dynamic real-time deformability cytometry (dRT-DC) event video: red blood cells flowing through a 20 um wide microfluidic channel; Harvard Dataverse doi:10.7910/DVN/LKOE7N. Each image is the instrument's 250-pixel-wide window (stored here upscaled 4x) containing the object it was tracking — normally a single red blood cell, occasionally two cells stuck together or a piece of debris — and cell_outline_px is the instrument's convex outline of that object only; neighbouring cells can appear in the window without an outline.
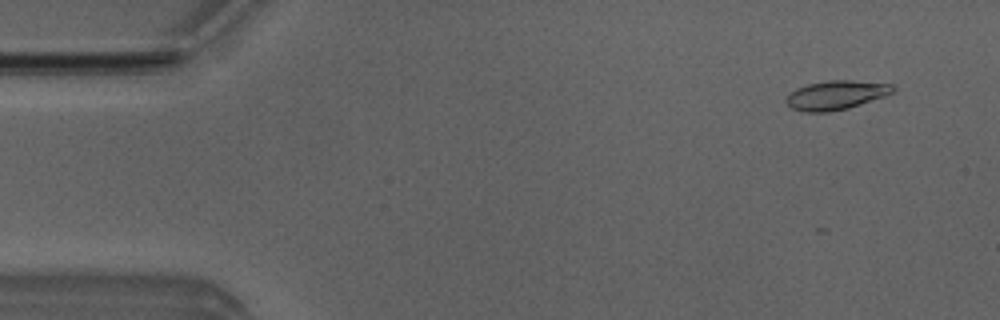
{"species": "Egyptian fruit bat (a non-hibernating species)", "species_latin": "Rousettus aegyptiacus", "temperature_condition": "room temperature", "stored_images_in_passage": 51, "camera_frame_rate_fps": 3000, "um_per_image_px": 0.085, "animal": {"sex": "male"}, "frame": {"image": 1, "passage_image": 4, "time_ms": 1.0, "image_size_px": [1000, 320], "cell_outline_px": [[896, 88], [892, 92], [884, 96], [848, 108], [828, 112], [804, 112], [792, 108], [784, 100], [796, 88], [808, 84], [828, 80], [852, 80], [892, 84]], "centroid_in_image_um": [71.06, 8.08], "position_along_channel_um": 13.9, "area_um2": 17.92}}
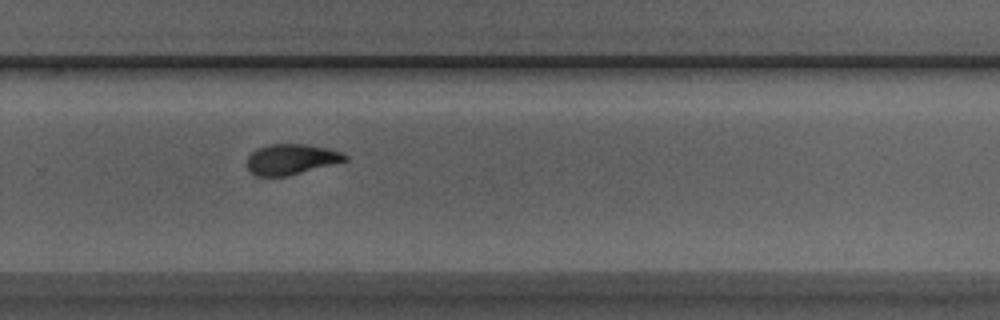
{"frame": {"image": 2, "passage_image": 34, "time_ms": 11.0, "image_size_px": [1000, 320], "cell_outline_px": [[348, 160], [288, 176], [256, 176], [248, 168], [248, 156], [252, 152], [268, 144], [308, 144], [328, 148], [340, 152], [348, 156]], "centroid_in_image_um": [24.77, 13.53], "position_along_channel_um": 305.0, "area_um2": 17.28}}
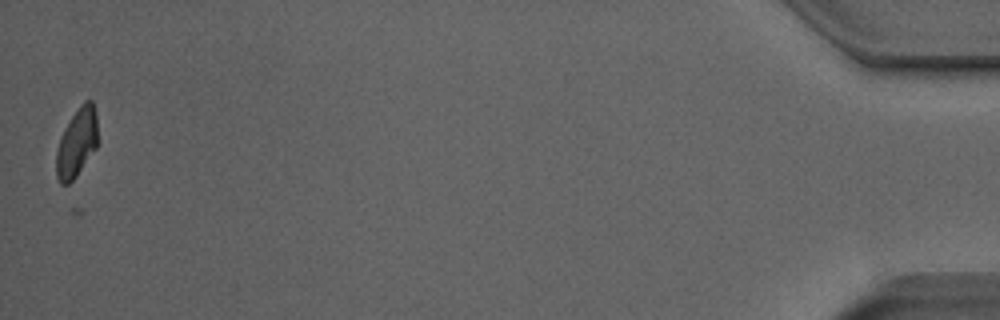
{"frame": {"image": 3, "passage_image": 51, "time_ms": 16.667, "image_size_px": [1000, 320], "cell_outline_px": [[96, 148], [76, 176], [68, 184], [60, 184], [56, 176], [56, 152], [60, 136], [64, 128], [80, 104], [84, 100], [92, 100], [96, 116]], "centroid_in_image_um": [6.5, 12.14], "position_along_channel_um": 428.7, "area_um2": 16.42}, "authors_computed_cell_mechanics": {"area_um2": 17.5712, "velocity_mm_per_s": 3.9774, "shape_relaxation_time_tau1_ms": 3.6515, "shape_relaxation_time_tau2_ms": 1.2326, "deformation_change_tau1": 0.1572, "deformation_change_tau2": 0.0783}}